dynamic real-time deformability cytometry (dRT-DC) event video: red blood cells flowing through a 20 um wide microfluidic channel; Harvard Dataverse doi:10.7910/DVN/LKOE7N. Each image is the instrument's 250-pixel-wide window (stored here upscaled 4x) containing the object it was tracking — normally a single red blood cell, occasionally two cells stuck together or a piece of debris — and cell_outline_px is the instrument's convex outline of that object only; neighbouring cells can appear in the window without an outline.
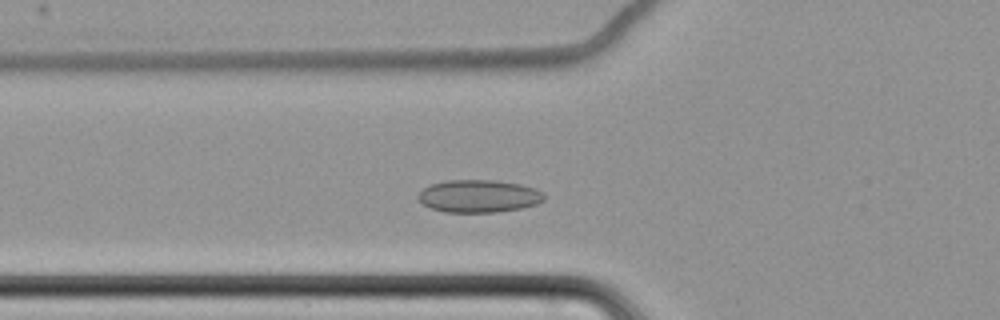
{"species": "common noctule bat (a hibernating species)", "species_latin": "Nyctalus noctula", "temperature_condition": "cold", "stored_images_in_passage": 53, "camera_frame_rate_fps": 3000, "um_per_image_px": 0.085, "animal": {"sex": "female", "body_mass_g": 22.7, "forearm_length_mm": 54.2}, "frame": {"image": 1, "passage_image": 15, "time_ms": 4.667, "image_size_px": [1000, 320], "cell_outline_px": [[544, 200], [536, 204], [520, 208], [496, 212], [444, 212], [432, 208], [424, 204], [416, 196], [424, 188], [432, 184], [448, 180], [496, 180], [520, 184], [532, 188], [540, 192], [544, 196]], "centroid_in_image_um": [40.67, 16.67], "position_along_channel_um": 85.1, "area_um2": 23.64}}
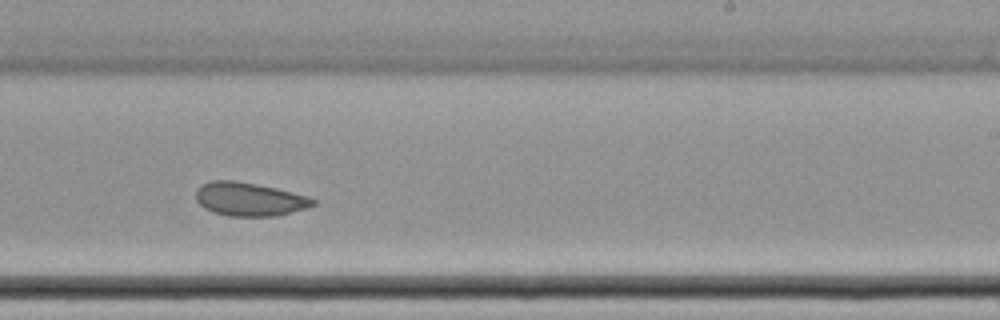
{"frame": {"image": 2, "passage_image": 31, "time_ms": 10.0, "image_size_px": [1000, 320], "cell_outline_px": [[316, 204], [304, 208], [276, 216], [228, 216], [204, 208], [196, 200], [196, 188], [200, 184], [212, 180], [236, 180], [276, 188], [308, 196], [316, 200]], "centroid_in_image_um": [21.16, 16.91], "position_along_channel_um": 267.8, "area_um2": 22.83}}
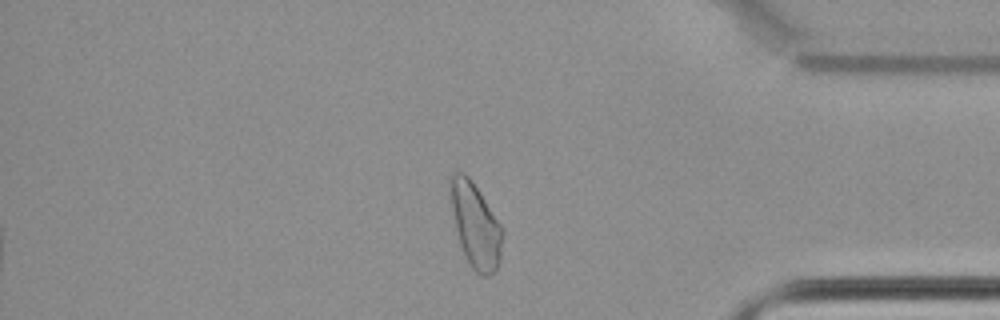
{"frame": {"image": 3, "passage_image": 44, "time_ms": 14.333, "image_size_px": [1000, 320], "cell_outline_px": [[504, 232], [500, 260], [496, 272], [488, 276], [480, 276], [472, 268], [460, 244], [456, 228], [452, 208], [448, 184], [448, 176], [452, 172], [464, 172], [472, 180], [480, 192], [500, 224]], "centroid_in_image_um": [40.42, 19.12], "position_along_channel_um": 394.8, "area_um2": 25.78}, "authors_computed_cell_mechanics": {"area_um2": 24.0448, "velocity_mm_per_s": 3.4425, "shape_relaxation_time_tau1_ms": null, "shape_relaxation_time_tau2_ms": 3.3091, "deformation_change_tau1": null, "deformation_change_tau2": 0.0574}}